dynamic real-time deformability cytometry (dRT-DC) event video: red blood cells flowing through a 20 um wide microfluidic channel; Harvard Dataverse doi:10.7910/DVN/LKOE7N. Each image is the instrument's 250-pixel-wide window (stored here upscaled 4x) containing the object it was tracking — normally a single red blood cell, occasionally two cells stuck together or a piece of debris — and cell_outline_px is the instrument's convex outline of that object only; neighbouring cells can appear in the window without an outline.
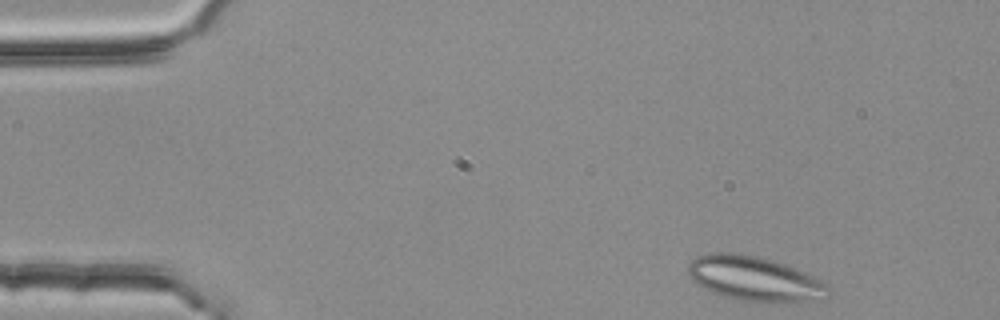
{"species": "common noctule bat (a hibernating species)", "species_latin": "Nyctalus noctula", "temperature_condition": "room temperature", "stored_images_in_passage": 3, "camera_frame_rate_fps": 3000, "um_per_image_px": 0.085, "animal": {"sex": "female", "body_mass_g": 25.1}, "frame": {"image": 1, "passage_image": 1, "time_ms": 0.0, "image_size_px": [1000, 320], "cell_outline_px": [[832, 292], [824, 300], [788, 304], [764, 304], [736, 300], [712, 292], [696, 284], [688, 276], [688, 264], [696, 256], [708, 252], [732, 252], [760, 256], [776, 260], [828, 280], [832, 288]], "centroid_in_image_um": [64.29, 23.72], "position_along_channel_um": 20.7, "area_um2": 38.67}}